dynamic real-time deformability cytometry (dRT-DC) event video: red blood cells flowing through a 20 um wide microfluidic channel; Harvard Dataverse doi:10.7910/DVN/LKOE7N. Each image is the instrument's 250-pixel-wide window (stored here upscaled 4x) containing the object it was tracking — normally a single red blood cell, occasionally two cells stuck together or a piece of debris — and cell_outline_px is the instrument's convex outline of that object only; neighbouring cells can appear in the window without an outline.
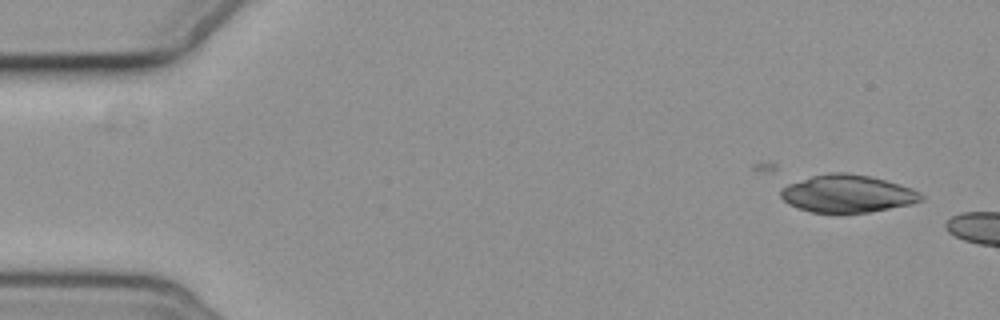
{"species": "common noctule bat (a hibernating species)", "species_latin": "Nyctalus noctula", "temperature_condition": "cold", "stored_images_in_passage": 4, "camera_frame_rate_fps": 3000, "um_per_image_px": 0.085, "animal": {"sex": "female", "body_mass_g": 19.3, "forearm_length_mm": 54.1}, "frame": {"image": 1, "passage_image": 2, "time_ms": 1.333, "image_size_px": [1000, 320], "cell_outline_px": [[924, 200], [912, 204], [868, 212], [812, 212], [788, 204], [780, 196], [780, 192], [788, 184], [812, 176], [828, 172], [844, 172], [868, 176], [900, 184], [912, 188], [920, 192], [924, 196]], "centroid_in_image_um": [72.07, 16.46], "position_along_channel_um": 12.9, "area_um2": 30.46}}